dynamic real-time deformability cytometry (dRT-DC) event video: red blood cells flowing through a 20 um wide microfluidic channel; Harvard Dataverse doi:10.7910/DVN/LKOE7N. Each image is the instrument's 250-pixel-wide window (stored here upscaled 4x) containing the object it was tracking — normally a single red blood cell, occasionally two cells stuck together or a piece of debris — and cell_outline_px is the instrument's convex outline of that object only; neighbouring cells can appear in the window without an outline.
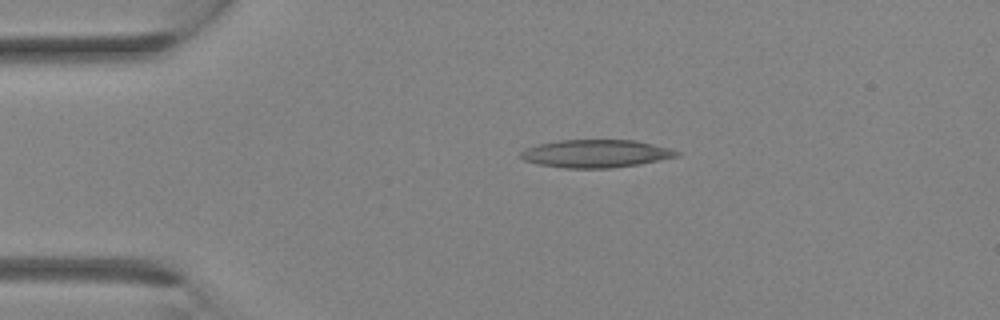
{"species": "Egyptian fruit bat (a non-hibernating species)", "species_latin": "Rousettus aegyptiacus", "temperature_condition": "room temperature", "stored_images_in_passage": 3, "camera_frame_rate_fps": 3000, "um_per_image_px": 0.085, "animal": {"sex": "female"}, "frame": {"image": 1, "passage_image": 2, "time_ms": 1.333, "image_size_px": [1000, 320], "cell_outline_px": [[680, 156], [640, 164], [612, 168], [564, 168], [536, 164], [524, 160], [520, 156], [520, 152], [524, 148], [540, 144], [560, 140], [636, 140], [672, 148], [680, 152]], "centroid_in_image_um": [50.67, 13.06], "position_along_channel_um": 34.3, "area_um2": 25.55}}